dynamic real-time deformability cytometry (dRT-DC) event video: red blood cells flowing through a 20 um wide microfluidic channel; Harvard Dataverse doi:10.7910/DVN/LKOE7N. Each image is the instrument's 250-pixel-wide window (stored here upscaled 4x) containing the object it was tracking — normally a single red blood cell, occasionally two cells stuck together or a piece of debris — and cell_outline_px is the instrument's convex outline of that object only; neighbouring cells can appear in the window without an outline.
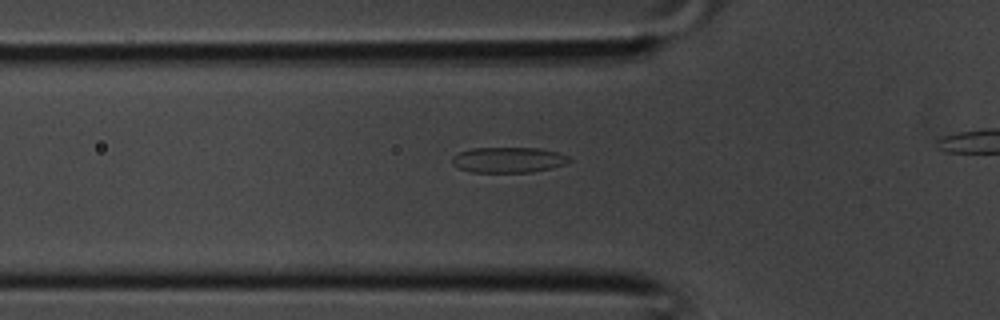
{"species": "common noctule bat (a hibernating species)", "species_latin": "Nyctalus noctula", "temperature_condition": "room temperature", "stored_images_in_passage": 27, "camera_frame_rate_fps": 3000, "um_per_image_px": 0.085, "animal": {"sex": "male", "body_mass_g": 20.1, "forearm_length_mm": 53.5}, "frame": {"image": 1, "passage_image": 9, "time_ms": 2.667, "image_size_px": [1000, 320], "cell_outline_px": [[572, 160], [564, 164], [552, 168], [532, 172], [472, 172], [460, 168], [452, 164], [452, 156], [460, 152], [472, 148], [540, 148], [556, 152], [568, 156]], "centroid_in_image_um": [43.21, 13.59], "position_along_channel_um": 82.6, "area_um2": 17.34}}
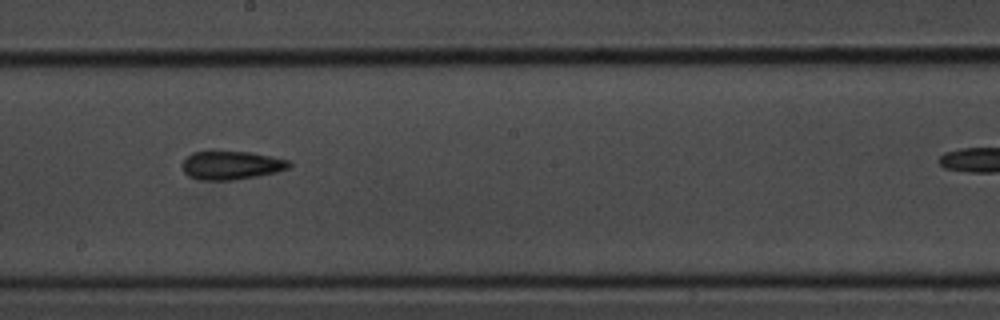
{"frame": {"image": 2, "passage_image": 17, "time_ms": 5.333, "image_size_px": [1000, 320], "cell_outline_px": [[292, 164], [288, 168], [276, 172], [256, 176], [232, 180], [200, 180], [188, 176], [184, 172], [180, 164], [192, 152], [212, 148], [252, 152], [272, 156], [288, 160]], "centroid_in_image_um": [19.6, 13.99], "position_along_channel_um": 228.6, "area_um2": 18.55}}
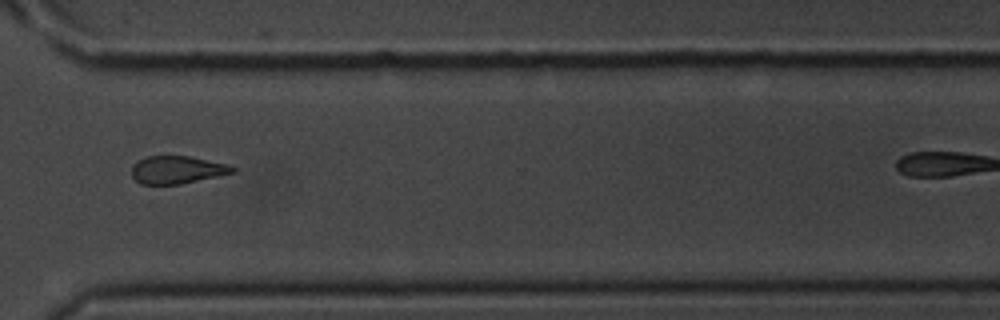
{"frame": {"image": 3, "passage_image": 24, "time_ms": 7.667, "image_size_px": [1000, 320], "cell_outline_px": [[236, 172], [180, 184], [140, 184], [132, 176], [132, 164], [148, 156], [188, 156], [228, 164], [236, 168]], "centroid_in_image_um": [15.06, 14.43], "position_along_channel_um": 355.5, "area_um2": 16.18}}